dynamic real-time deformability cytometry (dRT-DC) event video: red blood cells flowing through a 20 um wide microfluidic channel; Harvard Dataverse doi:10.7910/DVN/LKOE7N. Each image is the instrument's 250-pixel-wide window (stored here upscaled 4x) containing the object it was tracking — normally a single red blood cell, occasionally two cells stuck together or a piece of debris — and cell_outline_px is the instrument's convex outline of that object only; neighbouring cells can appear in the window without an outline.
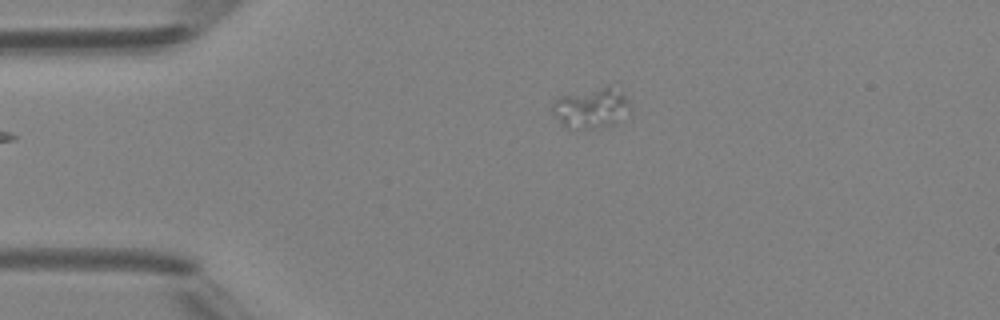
{"species": "Egyptian fruit bat (a non-hibernating species)", "species_latin": "Rousettus aegyptiacus", "temperature_condition": "room temperature", "stored_images_in_passage": 5, "camera_frame_rate_fps": 3000, "um_per_image_px": 0.085, "animal": {"sex": "female"}, "frame": {"image": 1, "passage_image": 5, "time_ms": 4.667, "image_size_px": [1000, 320], "cell_outline_px": [[632, 108], [616, 124], [600, 128], [568, 128], [560, 124], [552, 112], [552, 100], [560, 96], [608, 84], [624, 96], [632, 104]], "centroid_in_image_um": [50.25, 9.18], "position_along_channel_um": 34.8, "area_um2": 18.61}}